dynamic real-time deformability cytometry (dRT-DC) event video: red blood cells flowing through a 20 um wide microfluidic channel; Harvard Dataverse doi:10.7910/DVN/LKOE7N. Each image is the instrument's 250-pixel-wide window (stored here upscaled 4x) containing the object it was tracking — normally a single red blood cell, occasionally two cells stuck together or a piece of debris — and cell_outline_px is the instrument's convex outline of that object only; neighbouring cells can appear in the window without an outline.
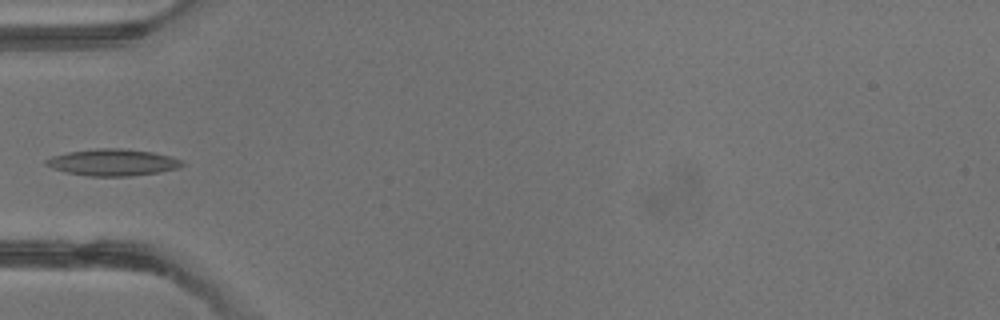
{"species": "common noctule bat (a hibernating species)", "species_latin": "Nyctalus noctula", "temperature_condition": "warm", "stored_images_in_passage": 4, "camera_frame_rate_fps": 3000, "um_per_image_px": 0.085, "animal": {"sex": "male", "body_mass_g": 13.3}, "frame": {"image": 1, "passage_image": 4, "time_ms": 3.333, "image_size_px": [1000, 320], "cell_outline_px": [[184, 164], [180, 168], [160, 172], [132, 176], [88, 176], [64, 172], [52, 168], [44, 164], [44, 160], [52, 156], [68, 152], [96, 148], [124, 148], [152, 152], [168, 156], [180, 160]], "centroid_in_image_um": [9.55, 13.8], "position_along_channel_um": 75.4, "area_um2": 21.27}}